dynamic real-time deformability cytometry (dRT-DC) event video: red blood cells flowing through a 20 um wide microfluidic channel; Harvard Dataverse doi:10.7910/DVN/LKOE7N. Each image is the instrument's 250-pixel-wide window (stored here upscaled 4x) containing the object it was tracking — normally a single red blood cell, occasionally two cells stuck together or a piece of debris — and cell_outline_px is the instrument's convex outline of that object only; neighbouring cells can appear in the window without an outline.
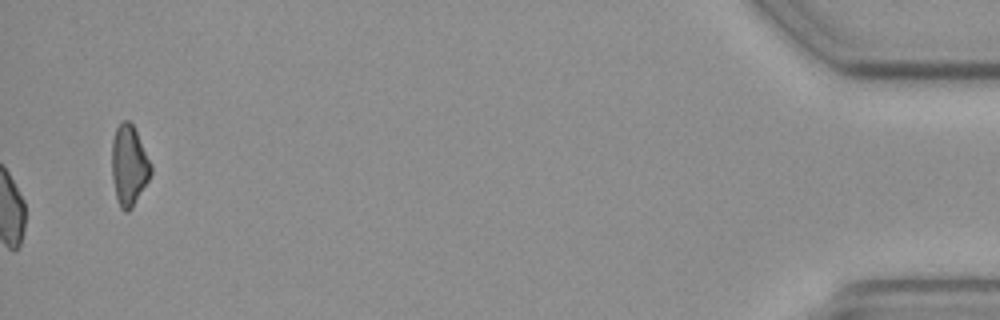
{"species": "common noctule bat (a hibernating species)", "species_latin": "Nyctalus noctula", "temperature_condition": "cold", "stored_images_in_passage": 47, "camera_frame_rate_fps": 3000, "um_per_image_px": 0.085, "animal": {"sex": "female", "body_mass_g": 19.3, "forearm_length_mm": 54.1}, "frame": {"image": 1, "passage_image": 47, "time_ms": 15.333, "image_size_px": [1000, 320], "cell_outline_px": [[152, 172], [148, 180], [132, 208], [128, 212], [124, 212], [120, 208], [116, 196], [112, 180], [112, 140], [116, 128], [120, 120], [128, 120], [132, 124], [152, 164]], "centroid_in_image_um": [10.95, 14.06], "position_along_channel_um": 424.2, "area_um2": 18.32}, "authors_computed_cell_mechanics": {"area_um2": 18.2648, "velocity_mm_per_s": 3.7177, "shape_relaxation_time_tau1_ms": null, "shape_relaxation_time_tau2_ms": 5.8483, "deformation_change_tau1": null, "deformation_change_tau2": 0.0919}}